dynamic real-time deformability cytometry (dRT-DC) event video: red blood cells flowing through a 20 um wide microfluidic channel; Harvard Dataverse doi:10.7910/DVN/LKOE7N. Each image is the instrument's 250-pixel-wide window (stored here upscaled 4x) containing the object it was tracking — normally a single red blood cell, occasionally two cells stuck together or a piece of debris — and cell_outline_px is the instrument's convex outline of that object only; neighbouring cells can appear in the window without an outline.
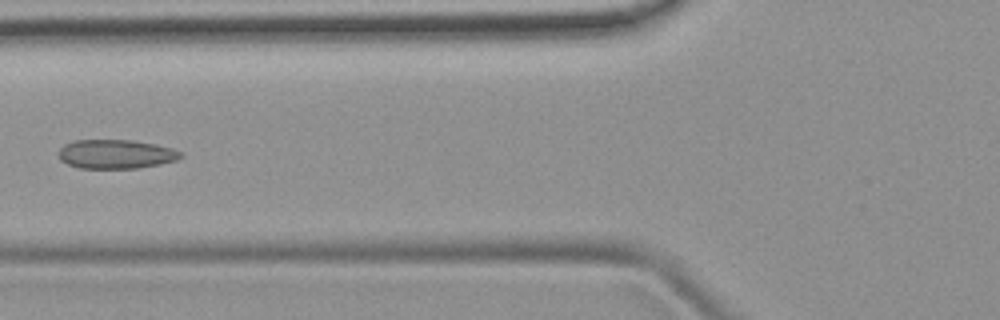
{"species": "common noctule bat (a hibernating species)", "species_latin": "Nyctalus noctula", "temperature_condition": "room temperature", "stored_images_in_passage": 5, "camera_frame_rate_fps": 3000, "um_per_image_px": 0.085, "animal": {"sex": "female", "body_mass_g": 19.9}, "frame": {"image": 1, "passage_image": 5, "time_ms": 4.667, "image_size_px": [1000, 320], "cell_outline_px": [[184, 156], [176, 160], [160, 164], [136, 168], [80, 168], [68, 164], [60, 160], [60, 148], [64, 144], [72, 140], [132, 140], [156, 144], [172, 148], [184, 152]], "centroid_in_image_um": [9.88, 13.09], "position_along_channel_um": 115.9, "area_um2": 20.75}}